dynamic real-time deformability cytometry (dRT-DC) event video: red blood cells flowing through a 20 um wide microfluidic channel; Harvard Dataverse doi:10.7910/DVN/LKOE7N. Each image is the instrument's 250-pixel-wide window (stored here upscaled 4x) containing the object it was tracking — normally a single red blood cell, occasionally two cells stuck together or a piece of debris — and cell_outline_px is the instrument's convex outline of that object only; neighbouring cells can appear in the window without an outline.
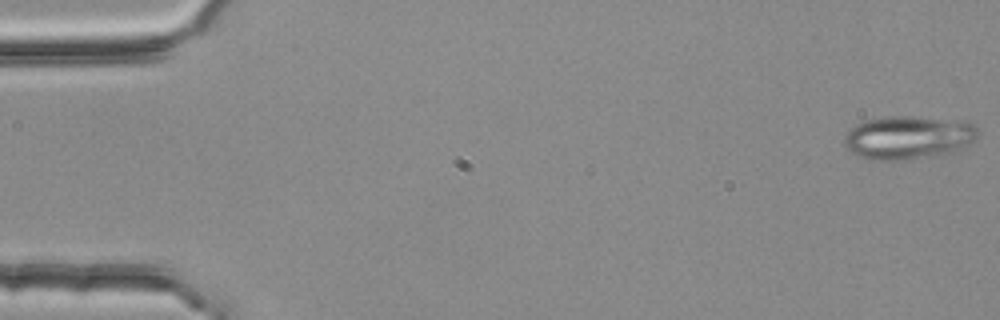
{"species": "common noctule bat (a hibernating species)", "species_latin": "Nyctalus noctula", "temperature_condition": "room temperature", "stored_images_in_passage": 2, "camera_frame_rate_fps": 3000, "um_per_image_px": 0.085, "animal": {"sex": "female", "body_mass_g": 25.1}, "frame": {"image": 1, "passage_image": 2, "time_ms": 0.333, "image_size_px": [1000, 320], "cell_outline_px": [[976, 136], [968, 144], [948, 152], [924, 156], [896, 160], [872, 160], [856, 156], [844, 144], [844, 136], [856, 124], [864, 120], [892, 116], [908, 116], [964, 120], [976, 124]], "centroid_in_image_um": [77.15, 11.66], "position_along_channel_um": 7.8, "area_um2": 33.23}}